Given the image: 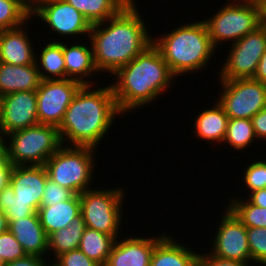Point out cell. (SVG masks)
<instances>
[{
  "mask_svg": "<svg viewBox=\"0 0 266 266\" xmlns=\"http://www.w3.org/2000/svg\"><path fill=\"white\" fill-rule=\"evenodd\" d=\"M141 16L136 6L127 4L116 16L92 25L89 41L99 72L113 76L152 44Z\"/></svg>",
  "mask_w": 266,
  "mask_h": 266,
  "instance_id": "6da1fadb",
  "label": "cell"
},
{
  "mask_svg": "<svg viewBox=\"0 0 266 266\" xmlns=\"http://www.w3.org/2000/svg\"><path fill=\"white\" fill-rule=\"evenodd\" d=\"M93 87L82 85L68 106L58 127L62 145L96 150L115 118L122 114L111 85L97 90Z\"/></svg>",
  "mask_w": 266,
  "mask_h": 266,
  "instance_id": "7a4b0ae2",
  "label": "cell"
},
{
  "mask_svg": "<svg viewBox=\"0 0 266 266\" xmlns=\"http://www.w3.org/2000/svg\"><path fill=\"white\" fill-rule=\"evenodd\" d=\"M114 77L116 80L111 87L122 114L141 109L158 100L163 92L165 93L169 87L172 88V83H175L172 81L176 80L153 44L120 68Z\"/></svg>",
  "mask_w": 266,
  "mask_h": 266,
  "instance_id": "3957f363",
  "label": "cell"
},
{
  "mask_svg": "<svg viewBox=\"0 0 266 266\" xmlns=\"http://www.w3.org/2000/svg\"><path fill=\"white\" fill-rule=\"evenodd\" d=\"M172 74L181 76L198 73L208 67L209 60L216 52L203 20L181 25L169 34L152 39Z\"/></svg>",
  "mask_w": 266,
  "mask_h": 266,
  "instance_id": "277c9868",
  "label": "cell"
},
{
  "mask_svg": "<svg viewBox=\"0 0 266 266\" xmlns=\"http://www.w3.org/2000/svg\"><path fill=\"white\" fill-rule=\"evenodd\" d=\"M6 139L7 160L13 166L45 165L62 146L58 128L45 124L11 132Z\"/></svg>",
  "mask_w": 266,
  "mask_h": 266,
  "instance_id": "5b68a950",
  "label": "cell"
},
{
  "mask_svg": "<svg viewBox=\"0 0 266 266\" xmlns=\"http://www.w3.org/2000/svg\"><path fill=\"white\" fill-rule=\"evenodd\" d=\"M94 151L91 148L62 145L44 165L49 179L78 195L91 189L95 167L93 158L96 157Z\"/></svg>",
  "mask_w": 266,
  "mask_h": 266,
  "instance_id": "8992f818",
  "label": "cell"
},
{
  "mask_svg": "<svg viewBox=\"0 0 266 266\" xmlns=\"http://www.w3.org/2000/svg\"><path fill=\"white\" fill-rule=\"evenodd\" d=\"M224 5L214 16L203 20L216 49L222 42H237L263 24L260 4L231 0Z\"/></svg>",
  "mask_w": 266,
  "mask_h": 266,
  "instance_id": "52a82bcc",
  "label": "cell"
},
{
  "mask_svg": "<svg viewBox=\"0 0 266 266\" xmlns=\"http://www.w3.org/2000/svg\"><path fill=\"white\" fill-rule=\"evenodd\" d=\"M124 193L122 187L101 190L91 188L82 192L79 195L80 210L85 226L119 238L122 232Z\"/></svg>",
  "mask_w": 266,
  "mask_h": 266,
  "instance_id": "ba28073f",
  "label": "cell"
},
{
  "mask_svg": "<svg viewBox=\"0 0 266 266\" xmlns=\"http://www.w3.org/2000/svg\"><path fill=\"white\" fill-rule=\"evenodd\" d=\"M220 81L218 103L229 119H252L266 107V84L253 78Z\"/></svg>",
  "mask_w": 266,
  "mask_h": 266,
  "instance_id": "9c48e42d",
  "label": "cell"
},
{
  "mask_svg": "<svg viewBox=\"0 0 266 266\" xmlns=\"http://www.w3.org/2000/svg\"><path fill=\"white\" fill-rule=\"evenodd\" d=\"M230 45L229 54L217 74L220 76L218 81L253 78L266 50V27L262 24Z\"/></svg>",
  "mask_w": 266,
  "mask_h": 266,
  "instance_id": "30bf717a",
  "label": "cell"
},
{
  "mask_svg": "<svg viewBox=\"0 0 266 266\" xmlns=\"http://www.w3.org/2000/svg\"><path fill=\"white\" fill-rule=\"evenodd\" d=\"M82 84L72 79L42 80L36 90L39 124L59 127Z\"/></svg>",
  "mask_w": 266,
  "mask_h": 266,
  "instance_id": "8fae6325",
  "label": "cell"
},
{
  "mask_svg": "<svg viewBox=\"0 0 266 266\" xmlns=\"http://www.w3.org/2000/svg\"><path fill=\"white\" fill-rule=\"evenodd\" d=\"M225 209L208 253L223 259L252 263L247 229L228 207Z\"/></svg>",
  "mask_w": 266,
  "mask_h": 266,
  "instance_id": "7c38bea8",
  "label": "cell"
},
{
  "mask_svg": "<svg viewBox=\"0 0 266 266\" xmlns=\"http://www.w3.org/2000/svg\"><path fill=\"white\" fill-rule=\"evenodd\" d=\"M31 16L41 19L55 33L69 38L85 36L86 33L89 37L92 27L83 14L66 0L44 1L31 11Z\"/></svg>",
  "mask_w": 266,
  "mask_h": 266,
  "instance_id": "4fadbf2b",
  "label": "cell"
},
{
  "mask_svg": "<svg viewBox=\"0 0 266 266\" xmlns=\"http://www.w3.org/2000/svg\"><path fill=\"white\" fill-rule=\"evenodd\" d=\"M37 124L36 91H21L3 96L0 128L6 135Z\"/></svg>",
  "mask_w": 266,
  "mask_h": 266,
  "instance_id": "5bb4252c",
  "label": "cell"
},
{
  "mask_svg": "<svg viewBox=\"0 0 266 266\" xmlns=\"http://www.w3.org/2000/svg\"><path fill=\"white\" fill-rule=\"evenodd\" d=\"M164 235L117 238L105 266H150L154 247Z\"/></svg>",
  "mask_w": 266,
  "mask_h": 266,
  "instance_id": "9a60e30c",
  "label": "cell"
},
{
  "mask_svg": "<svg viewBox=\"0 0 266 266\" xmlns=\"http://www.w3.org/2000/svg\"><path fill=\"white\" fill-rule=\"evenodd\" d=\"M48 178L44 165L14 166L10 185L19 200L28 202L38 211Z\"/></svg>",
  "mask_w": 266,
  "mask_h": 266,
  "instance_id": "2e32d148",
  "label": "cell"
},
{
  "mask_svg": "<svg viewBox=\"0 0 266 266\" xmlns=\"http://www.w3.org/2000/svg\"><path fill=\"white\" fill-rule=\"evenodd\" d=\"M8 223V230L14 235L27 255L47 257L48 236L40 223L37 212L26 218L9 220Z\"/></svg>",
  "mask_w": 266,
  "mask_h": 266,
  "instance_id": "e0dca14e",
  "label": "cell"
},
{
  "mask_svg": "<svg viewBox=\"0 0 266 266\" xmlns=\"http://www.w3.org/2000/svg\"><path fill=\"white\" fill-rule=\"evenodd\" d=\"M23 26L0 30V62L13 65L35 63V47H32V39H29L28 30Z\"/></svg>",
  "mask_w": 266,
  "mask_h": 266,
  "instance_id": "ac0fdd59",
  "label": "cell"
},
{
  "mask_svg": "<svg viewBox=\"0 0 266 266\" xmlns=\"http://www.w3.org/2000/svg\"><path fill=\"white\" fill-rule=\"evenodd\" d=\"M42 79L36 63L13 65L0 62V95L21 91H36Z\"/></svg>",
  "mask_w": 266,
  "mask_h": 266,
  "instance_id": "d6986e66",
  "label": "cell"
},
{
  "mask_svg": "<svg viewBox=\"0 0 266 266\" xmlns=\"http://www.w3.org/2000/svg\"><path fill=\"white\" fill-rule=\"evenodd\" d=\"M63 55L67 79L78 81L82 85H91L89 77L92 78L94 72H99L94 62L92 44L87 46L72 43L69 46L63 42Z\"/></svg>",
  "mask_w": 266,
  "mask_h": 266,
  "instance_id": "ffe728a7",
  "label": "cell"
},
{
  "mask_svg": "<svg viewBox=\"0 0 266 266\" xmlns=\"http://www.w3.org/2000/svg\"><path fill=\"white\" fill-rule=\"evenodd\" d=\"M180 243L165 234L154 247L150 266H198L200 253Z\"/></svg>",
  "mask_w": 266,
  "mask_h": 266,
  "instance_id": "44dd1931",
  "label": "cell"
},
{
  "mask_svg": "<svg viewBox=\"0 0 266 266\" xmlns=\"http://www.w3.org/2000/svg\"><path fill=\"white\" fill-rule=\"evenodd\" d=\"M37 213L44 231L49 236L68 227L81 214L79 195L75 194L71 199L50 207H40Z\"/></svg>",
  "mask_w": 266,
  "mask_h": 266,
  "instance_id": "7402d4cb",
  "label": "cell"
},
{
  "mask_svg": "<svg viewBox=\"0 0 266 266\" xmlns=\"http://www.w3.org/2000/svg\"><path fill=\"white\" fill-rule=\"evenodd\" d=\"M229 118L223 107L215 102L212 108L201 111L194 120V133L202 141H215L223 144Z\"/></svg>",
  "mask_w": 266,
  "mask_h": 266,
  "instance_id": "603a6c76",
  "label": "cell"
},
{
  "mask_svg": "<svg viewBox=\"0 0 266 266\" xmlns=\"http://www.w3.org/2000/svg\"><path fill=\"white\" fill-rule=\"evenodd\" d=\"M43 48V49H42ZM41 48L40 58L37 56L35 63L42 80L67 79L62 41L52 40Z\"/></svg>",
  "mask_w": 266,
  "mask_h": 266,
  "instance_id": "cb8c5ba5",
  "label": "cell"
},
{
  "mask_svg": "<svg viewBox=\"0 0 266 266\" xmlns=\"http://www.w3.org/2000/svg\"><path fill=\"white\" fill-rule=\"evenodd\" d=\"M115 241L116 238L113 235L86 227L79 249L100 266H105Z\"/></svg>",
  "mask_w": 266,
  "mask_h": 266,
  "instance_id": "d4e9b609",
  "label": "cell"
},
{
  "mask_svg": "<svg viewBox=\"0 0 266 266\" xmlns=\"http://www.w3.org/2000/svg\"><path fill=\"white\" fill-rule=\"evenodd\" d=\"M83 14L91 25L116 16L126 5V0H66Z\"/></svg>",
  "mask_w": 266,
  "mask_h": 266,
  "instance_id": "484cf974",
  "label": "cell"
},
{
  "mask_svg": "<svg viewBox=\"0 0 266 266\" xmlns=\"http://www.w3.org/2000/svg\"><path fill=\"white\" fill-rule=\"evenodd\" d=\"M85 228V222L80 214L68 227L51 233L48 236V254L54 252L53 257L56 259L63 253L79 249Z\"/></svg>",
  "mask_w": 266,
  "mask_h": 266,
  "instance_id": "4316f807",
  "label": "cell"
},
{
  "mask_svg": "<svg viewBox=\"0 0 266 266\" xmlns=\"http://www.w3.org/2000/svg\"><path fill=\"white\" fill-rule=\"evenodd\" d=\"M256 141L258 140L251 119H229L223 144L228 143L226 145H229L230 148L242 152V150L248 149L247 147L251 146L253 142L256 143Z\"/></svg>",
  "mask_w": 266,
  "mask_h": 266,
  "instance_id": "83f0119b",
  "label": "cell"
},
{
  "mask_svg": "<svg viewBox=\"0 0 266 266\" xmlns=\"http://www.w3.org/2000/svg\"><path fill=\"white\" fill-rule=\"evenodd\" d=\"M235 198L230 200L227 207L246 228H266V208L255 206L247 198Z\"/></svg>",
  "mask_w": 266,
  "mask_h": 266,
  "instance_id": "f1b7e54d",
  "label": "cell"
},
{
  "mask_svg": "<svg viewBox=\"0 0 266 266\" xmlns=\"http://www.w3.org/2000/svg\"><path fill=\"white\" fill-rule=\"evenodd\" d=\"M30 17L31 11L26 7L24 0H0V30L25 25L31 20Z\"/></svg>",
  "mask_w": 266,
  "mask_h": 266,
  "instance_id": "f546056e",
  "label": "cell"
},
{
  "mask_svg": "<svg viewBox=\"0 0 266 266\" xmlns=\"http://www.w3.org/2000/svg\"><path fill=\"white\" fill-rule=\"evenodd\" d=\"M0 211L5 213L8 221L26 218L37 212L31 204L15 196L10 184L0 191Z\"/></svg>",
  "mask_w": 266,
  "mask_h": 266,
  "instance_id": "4dcf8cb0",
  "label": "cell"
},
{
  "mask_svg": "<svg viewBox=\"0 0 266 266\" xmlns=\"http://www.w3.org/2000/svg\"><path fill=\"white\" fill-rule=\"evenodd\" d=\"M252 264L266 266V228H246Z\"/></svg>",
  "mask_w": 266,
  "mask_h": 266,
  "instance_id": "1f68e13d",
  "label": "cell"
},
{
  "mask_svg": "<svg viewBox=\"0 0 266 266\" xmlns=\"http://www.w3.org/2000/svg\"><path fill=\"white\" fill-rule=\"evenodd\" d=\"M244 171V186L248 189L250 193L253 191L259 190V189H266V161L264 160H258L248 165V167L245 166Z\"/></svg>",
  "mask_w": 266,
  "mask_h": 266,
  "instance_id": "d6a6232c",
  "label": "cell"
},
{
  "mask_svg": "<svg viewBox=\"0 0 266 266\" xmlns=\"http://www.w3.org/2000/svg\"><path fill=\"white\" fill-rule=\"evenodd\" d=\"M74 195L75 193L68 188L62 187L48 178L45 183L40 207L53 206L56 203L71 199Z\"/></svg>",
  "mask_w": 266,
  "mask_h": 266,
  "instance_id": "836d02e7",
  "label": "cell"
},
{
  "mask_svg": "<svg viewBox=\"0 0 266 266\" xmlns=\"http://www.w3.org/2000/svg\"><path fill=\"white\" fill-rule=\"evenodd\" d=\"M0 255L5 263H9L24 258L27 254L14 235L8 230L0 234Z\"/></svg>",
  "mask_w": 266,
  "mask_h": 266,
  "instance_id": "e575fe53",
  "label": "cell"
},
{
  "mask_svg": "<svg viewBox=\"0 0 266 266\" xmlns=\"http://www.w3.org/2000/svg\"><path fill=\"white\" fill-rule=\"evenodd\" d=\"M52 264L54 266H100L88 258L80 249L59 255L55 260H52Z\"/></svg>",
  "mask_w": 266,
  "mask_h": 266,
  "instance_id": "d590c367",
  "label": "cell"
},
{
  "mask_svg": "<svg viewBox=\"0 0 266 266\" xmlns=\"http://www.w3.org/2000/svg\"><path fill=\"white\" fill-rule=\"evenodd\" d=\"M204 254V255H203ZM200 254L198 266H252L250 263H243L237 260L223 259L211 253Z\"/></svg>",
  "mask_w": 266,
  "mask_h": 266,
  "instance_id": "8d00e7d4",
  "label": "cell"
},
{
  "mask_svg": "<svg viewBox=\"0 0 266 266\" xmlns=\"http://www.w3.org/2000/svg\"><path fill=\"white\" fill-rule=\"evenodd\" d=\"M48 260L44 257L26 255L24 258L6 263L5 266H50V264H52V261H50L49 258Z\"/></svg>",
  "mask_w": 266,
  "mask_h": 266,
  "instance_id": "74e56055",
  "label": "cell"
},
{
  "mask_svg": "<svg viewBox=\"0 0 266 266\" xmlns=\"http://www.w3.org/2000/svg\"><path fill=\"white\" fill-rule=\"evenodd\" d=\"M251 120L257 140H266V107L253 116Z\"/></svg>",
  "mask_w": 266,
  "mask_h": 266,
  "instance_id": "f35d334b",
  "label": "cell"
},
{
  "mask_svg": "<svg viewBox=\"0 0 266 266\" xmlns=\"http://www.w3.org/2000/svg\"><path fill=\"white\" fill-rule=\"evenodd\" d=\"M13 167L7 159L0 162V191L10 184Z\"/></svg>",
  "mask_w": 266,
  "mask_h": 266,
  "instance_id": "ab89813d",
  "label": "cell"
},
{
  "mask_svg": "<svg viewBox=\"0 0 266 266\" xmlns=\"http://www.w3.org/2000/svg\"><path fill=\"white\" fill-rule=\"evenodd\" d=\"M248 200L255 206L266 208V189H259L248 194Z\"/></svg>",
  "mask_w": 266,
  "mask_h": 266,
  "instance_id": "60d3db41",
  "label": "cell"
},
{
  "mask_svg": "<svg viewBox=\"0 0 266 266\" xmlns=\"http://www.w3.org/2000/svg\"><path fill=\"white\" fill-rule=\"evenodd\" d=\"M253 79L266 84V50L261 56V59L258 63V67Z\"/></svg>",
  "mask_w": 266,
  "mask_h": 266,
  "instance_id": "b9f144b4",
  "label": "cell"
},
{
  "mask_svg": "<svg viewBox=\"0 0 266 266\" xmlns=\"http://www.w3.org/2000/svg\"><path fill=\"white\" fill-rule=\"evenodd\" d=\"M6 134L0 128V162L5 161L7 159V147H6Z\"/></svg>",
  "mask_w": 266,
  "mask_h": 266,
  "instance_id": "7bdbcfd3",
  "label": "cell"
},
{
  "mask_svg": "<svg viewBox=\"0 0 266 266\" xmlns=\"http://www.w3.org/2000/svg\"><path fill=\"white\" fill-rule=\"evenodd\" d=\"M9 223L4 212L0 211V234L8 231Z\"/></svg>",
  "mask_w": 266,
  "mask_h": 266,
  "instance_id": "ee69618b",
  "label": "cell"
},
{
  "mask_svg": "<svg viewBox=\"0 0 266 266\" xmlns=\"http://www.w3.org/2000/svg\"><path fill=\"white\" fill-rule=\"evenodd\" d=\"M47 1V0H24V3L26 7L32 11L34 8H36L40 3Z\"/></svg>",
  "mask_w": 266,
  "mask_h": 266,
  "instance_id": "f6af8a7d",
  "label": "cell"
},
{
  "mask_svg": "<svg viewBox=\"0 0 266 266\" xmlns=\"http://www.w3.org/2000/svg\"><path fill=\"white\" fill-rule=\"evenodd\" d=\"M260 5H261L262 19H266V0Z\"/></svg>",
  "mask_w": 266,
  "mask_h": 266,
  "instance_id": "bcb514c9",
  "label": "cell"
},
{
  "mask_svg": "<svg viewBox=\"0 0 266 266\" xmlns=\"http://www.w3.org/2000/svg\"><path fill=\"white\" fill-rule=\"evenodd\" d=\"M2 110H3V96L0 95V121L2 118Z\"/></svg>",
  "mask_w": 266,
  "mask_h": 266,
  "instance_id": "7dc6e473",
  "label": "cell"
},
{
  "mask_svg": "<svg viewBox=\"0 0 266 266\" xmlns=\"http://www.w3.org/2000/svg\"><path fill=\"white\" fill-rule=\"evenodd\" d=\"M240 1H247V2H252V3L261 4V3H263L265 0H240Z\"/></svg>",
  "mask_w": 266,
  "mask_h": 266,
  "instance_id": "c3c4849f",
  "label": "cell"
},
{
  "mask_svg": "<svg viewBox=\"0 0 266 266\" xmlns=\"http://www.w3.org/2000/svg\"><path fill=\"white\" fill-rule=\"evenodd\" d=\"M134 1L135 0H126L127 4L136 6L137 4Z\"/></svg>",
  "mask_w": 266,
  "mask_h": 266,
  "instance_id": "681fc988",
  "label": "cell"
},
{
  "mask_svg": "<svg viewBox=\"0 0 266 266\" xmlns=\"http://www.w3.org/2000/svg\"><path fill=\"white\" fill-rule=\"evenodd\" d=\"M6 263L4 262V260L1 258V255H0V266H5Z\"/></svg>",
  "mask_w": 266,
  "mask_h": 266,
  "instance_id": "f907efd6",
  "label": "cell"
},
{
  "mask_svg": "<svg viewBox=\"0 0 266 266\" xmlns=\"http://www.w3.org/2000/svg\"><path fill=\"white\" fill-rule=\"evenodd\" d=\"M264 26L266 27V19H262Z\"/></svg>",
  "mask_w": 266,
  "mask_h": 266,
  "instance_id": "816d5d0a",
  "label": "cell"
}]
</instances>
